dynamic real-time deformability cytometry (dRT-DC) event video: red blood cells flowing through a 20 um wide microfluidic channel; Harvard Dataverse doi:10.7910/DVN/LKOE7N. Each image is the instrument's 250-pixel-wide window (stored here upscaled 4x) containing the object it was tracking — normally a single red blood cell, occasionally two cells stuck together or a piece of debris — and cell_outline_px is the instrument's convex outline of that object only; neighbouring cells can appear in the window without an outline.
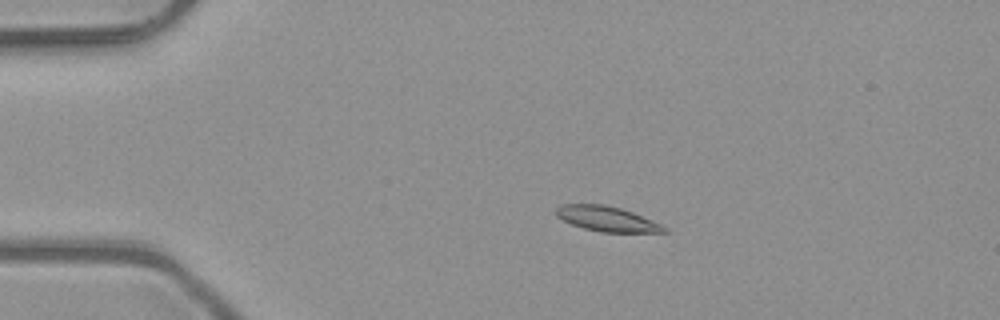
{"species": "common noctule bat (a hibernating species)", "species_latin": "Nyctalus noctula", "temperature_condition": "room temperature", "stored_images_in_passage": 4, "camera_frame_rate_fps": 3000, "um_per_image_px": 0.085, "animal": {"sex": "male", "body_mass_g": 23.1, "forearm_length_mm": 52.7}, "frame": {"image": 1, "passage_image": 2, "time_ms": 0.333, "image_size_px": [1000, 320], "cell_outline_px": [[668, 232], [600, 232], [584, 228], [572, 224], [556, 216], [556, 208], [560, 204], [604, 204], [620, 208], [632, 212], [652, 220], [668, 228]], "centroid_in_image_um": [51.59, 18.6], "position_along_channel_um": 33.4, "area_um2": 15.66}}
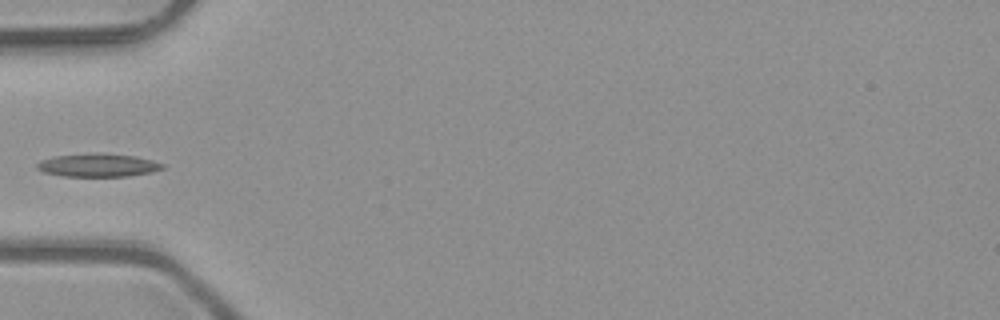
{"frame": {"image": 2, "passage_image": 4, "time_ms": 1.0, "image_size_px": [1000, 320], "cell_outline_px": [[164, 168], [152, 172], [128, 176], [60, 176], [44, 172], [36, 168], [36, 164], [40, 160], [56, 156], [96, 152], [136, 156], [152, 160], [164, 164]], "centroid_in_image_um": [8.32, 14.03], "position_along_channel_um": 76.7, "area_um2": 17.05}}